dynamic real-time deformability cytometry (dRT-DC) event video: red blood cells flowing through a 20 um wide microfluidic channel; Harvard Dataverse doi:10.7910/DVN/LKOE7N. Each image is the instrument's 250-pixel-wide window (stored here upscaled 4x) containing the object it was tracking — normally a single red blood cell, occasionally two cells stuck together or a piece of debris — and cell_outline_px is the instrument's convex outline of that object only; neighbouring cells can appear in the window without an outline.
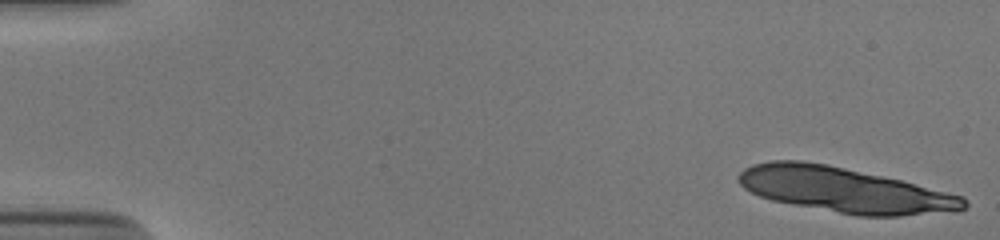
{"species": "human", "species_latin": "Homo sapiens", "temperature_condition": "cold", "stored_images_in_passage": 15, "camera_frame_rate_fps": 3000, "um_per_image_px": 0.085, "donor": {"sex": "male"}, "frame": {"image": 1, "passage_image": 1, "time_ms": 0.0, "image_size_px": [1000, 240], "cell_outline_px": [[968, 204], [964, 208], [900, 216], [856, 216], [772, 200], [760, 196], [744, 188], [736, 180], [736, 176], [744, 168], [752, 164], [772, 160], [800, 160], [828, 164], [900, 180], [964, 196]], "centroid_in_image_um": [71.69, 16.13], "position_along_channel_um": 13.3, "area_um2": 58.61}}